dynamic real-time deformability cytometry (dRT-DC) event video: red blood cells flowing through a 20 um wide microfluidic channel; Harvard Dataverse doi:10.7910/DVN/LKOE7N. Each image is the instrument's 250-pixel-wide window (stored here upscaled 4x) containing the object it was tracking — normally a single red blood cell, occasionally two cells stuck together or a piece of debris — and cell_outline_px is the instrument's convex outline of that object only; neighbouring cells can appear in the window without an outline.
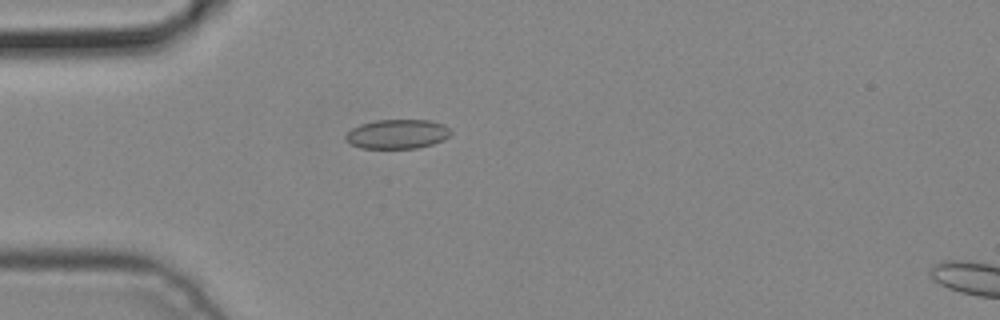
{"species": "common noctule bat (a hibernating species)", "species_latin": "Nyctalus noctula", "temperature_condition": "cold", "stored_images_in_passage": 4, "camera_frame_rate_fps": 3000, "um_per_image_px": 0.085, "animal": {"sex": "male", "body_mass_g": 19.2, "forearm_length_mm": 51.8}, "frame": {"image": 1, "passage_image": 4, "time_ms": 1.0, "image_size_px": [1000, 320], "cell_outline_px": [[452, 132], [444, 140], [432, 144], [416, 148], [360, 148], [348, 144], [344, 140], [344, 136], [352, 128], [360, 124], [376, 120], [432, 120], [444, 124]], "centroid_in_image_um": [33.74, 11.39], "position_along_channel_um": 51.3, "area_um2": 18.15}}